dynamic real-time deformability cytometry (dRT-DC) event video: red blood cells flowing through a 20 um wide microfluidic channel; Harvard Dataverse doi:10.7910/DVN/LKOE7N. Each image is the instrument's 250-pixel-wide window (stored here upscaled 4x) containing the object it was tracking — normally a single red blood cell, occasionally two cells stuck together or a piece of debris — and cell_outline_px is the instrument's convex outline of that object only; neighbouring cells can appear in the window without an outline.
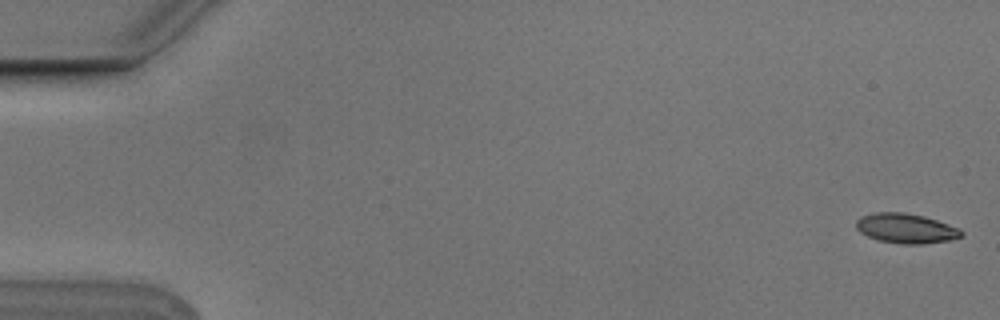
{"species": "Egyptian fruit bat (a non-hibernating species)", "species_latin": "Rousettus aegyptiacus", "temperature_condition": "cold", "stored_images_in_passage": 5, "camera_frame_rate_fps": 3000, "um_per_image_px": 0.085, "animal": {"sex": "male"}, "frame": {"image": 1, "passage_image": 1, "time_ms": 0.0, "image_size_px": [1000, 320], "cell_outline_px": [[964, 236], [948, 240], [924, 244], [904, 244], [880, 240], [868, 236], [860, 232], [856, 228], [856, 220], [860, 216], [876, 212], [904, 212], [924, 216], [960, 228], [964, 232]], "centroid_in_image_um": [77.02, 19.4], "position_along_channel_um": 8.0, "area_um2": 18.26}}
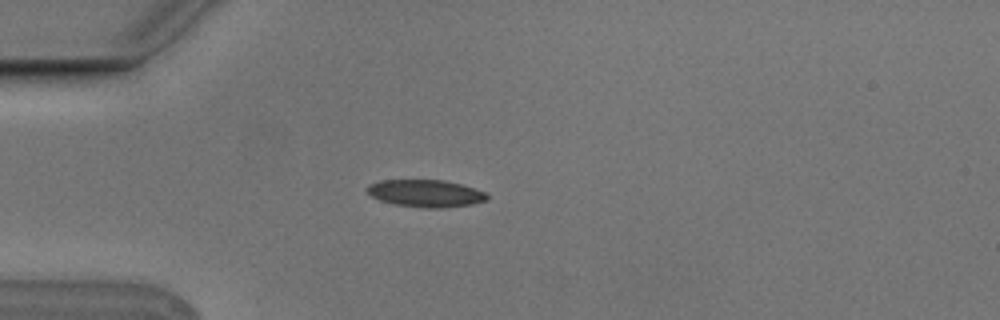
{"frame": {"image": 2, "passage_image": 5, "time_ms": 1.333, "image_size_px": [1000, 320], "cell_outline_px": [[488, 200], [472, 204], [440, 208], [424, 208], [396, 204], [380, 200], [372, 196], [364, 188], [368, 184], [380, 180], [444, 180], [464, 184], [476, 188], [484, 192], [488, 196]], "centroid_in_image_um": [36.19, 16.42], "position_along_channel_um": 48.8, "area_um2": 19.19}}